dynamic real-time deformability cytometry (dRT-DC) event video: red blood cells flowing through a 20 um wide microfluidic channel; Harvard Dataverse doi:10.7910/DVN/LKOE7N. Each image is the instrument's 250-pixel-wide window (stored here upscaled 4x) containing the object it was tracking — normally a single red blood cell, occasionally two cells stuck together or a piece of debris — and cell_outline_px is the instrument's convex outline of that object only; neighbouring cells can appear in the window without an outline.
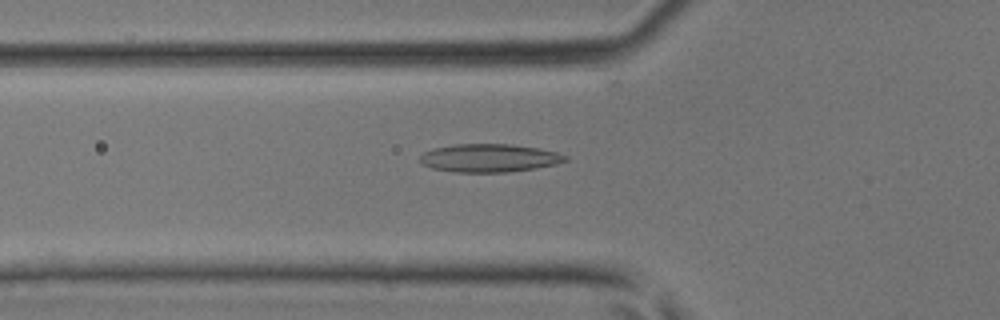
{"species": "common noctule bat (a hibernating species)", "species_latin": "Nyctalus noctula", "temperature_condition": "room temperature", "stored_images_in_passage": 43, "camera_frame_rate_fps": 3000, "um_per_image_px": 0.085, "animal": {"sex": "male", "body_mass_g": 17.9, "forearm_length_mm": 54.2}, "frame": {"image": 1, "passage_image": 16, "time_ms": 5.0, "image_size_px": [1000, 320], "cell_outline_px": [[568, 160], [556, 164], [508, 172], [456, 172], [432, 168], [420, 164], [420, 156], [424, 152], [432, 148], [456, 144], [512, 144], [540, 148], [556, 152], [568, 156]], "centroid_in_image_um": [41.57, 13.42], "position_along_channel_um": 84.2, "area_um2": 23.87}}
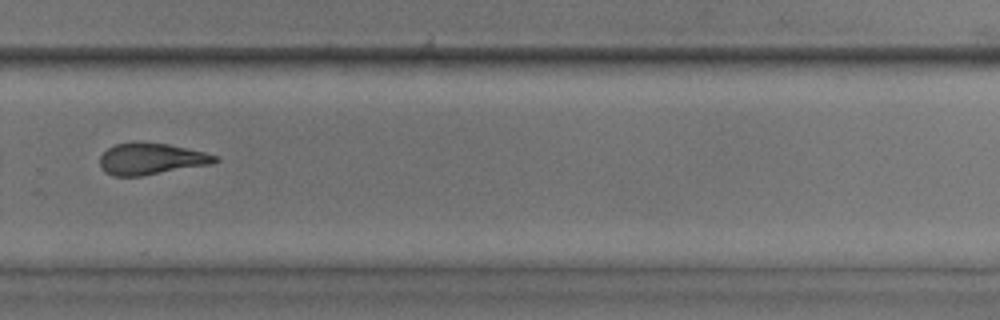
{"frame": {"image": 2, "passage_image": 31, "time_ms": 10.0, "image_size_px": [1000, 320], "cell_outline_px": [[220, 160], [212, 164], [140, 176], [112, 176], [104, 172], [100, 164], [100, 156], [108, 148], [116, 144], [136, 140], [168, 144], [204, 152], [216, 156]], "centroid_in_image_um": [12.82, 13.49], "position_along_channel_um": 317.0, "area_um2": 21.33}}
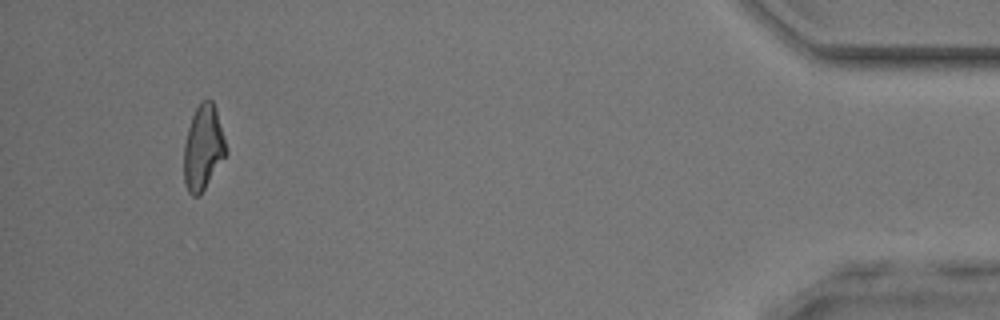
{"frame": {"image": 3, "passage_image": 42, "time_ms": 13.667, "image_size_px": [1000, 320], "cell_outline_px": [[228, 152], [200, 196], [192, 196], [188, 192], [184, 184], [184, 144], [188, 128], [192, 116], [196, 108], [204, 100], [212, 100], [216, 108]], "centroid_in_image_um": [17.27, 12.59], "position_along_channel_um": 417.9, "area_um2": 20.81}}